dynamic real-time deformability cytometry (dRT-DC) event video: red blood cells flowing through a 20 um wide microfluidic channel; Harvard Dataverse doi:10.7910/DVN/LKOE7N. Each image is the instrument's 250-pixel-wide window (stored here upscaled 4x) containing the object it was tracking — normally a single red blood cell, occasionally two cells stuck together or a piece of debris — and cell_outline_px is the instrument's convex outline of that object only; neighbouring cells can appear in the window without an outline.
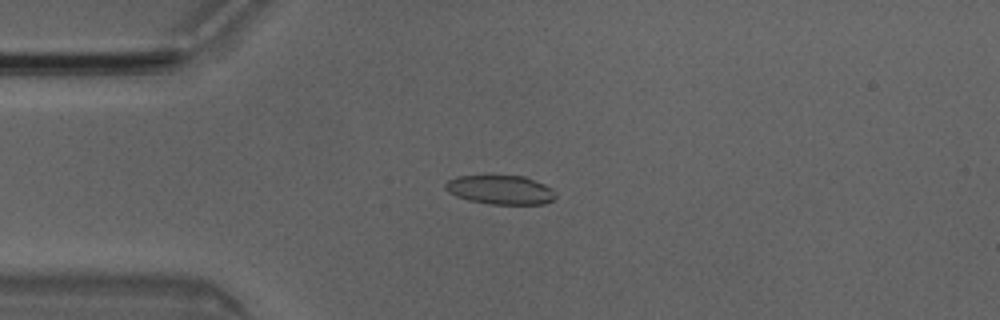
{"species": "Egyptian fruit bat (a non-hibernating species)", "species_latin": "Rousettus aegyptiacus", "temperature_condition": "room temperature", "stored_images_in_passage": 6, "camera_frame_rate_fps": 3000, "um_per_image_px": 0.085, "animal": {"sex": "male"}, "frame": {"image": 1, "passage_image": 3, "time_ms": 0.667, "image_size_px": [1000, 320], "cell_outline_px": [[556, 196], [552, 200], [544, 204], [488, 204], [468, 200], [456, 196], [448, 192], [444, 188], [444, 184], [448, 180], [456, 176], [484, 172], [524, 176], [544, 184], [552, 188], [556, 192]], "centroid_in_image_um": [42.47, 16.07], "position_along_channel_um": 42.5, "area_um2": 19.71}}